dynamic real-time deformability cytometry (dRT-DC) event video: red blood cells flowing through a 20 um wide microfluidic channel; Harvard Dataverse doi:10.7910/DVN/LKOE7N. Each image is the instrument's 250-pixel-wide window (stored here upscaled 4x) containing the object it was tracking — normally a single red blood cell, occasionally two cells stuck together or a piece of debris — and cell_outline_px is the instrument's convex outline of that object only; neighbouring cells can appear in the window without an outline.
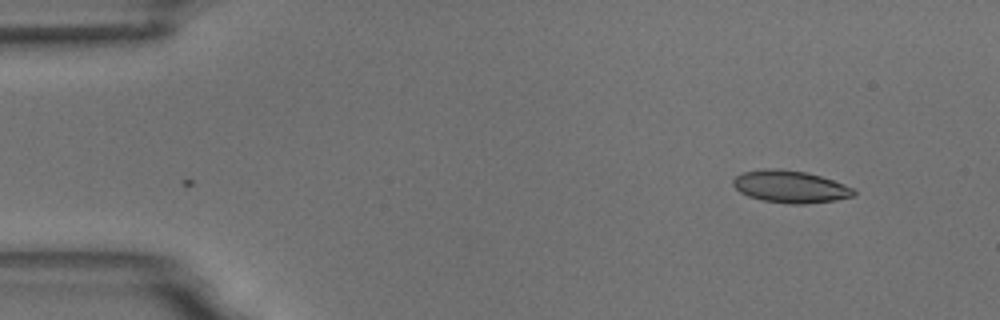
{"species": "common noctule bat (a hibernating species)", "species_latin": "Nyctalus noctula", "temperature_condition": "room temperature", "stored_images_in_passage": 3, "camera_frame_rate_fps": 3000, "um_per_image_px": 0.085, "animal": {"sex": "male", "body_mass_g": 18.8}, "frame": {"image": 1, "passage_image": 1, "time_ms": 0.0, "image_size_px": [1000, 320], "cell_outline_px": [[856, 192], [852, 196], [836, 200], [804, 204], [788, 204], [764, 200], [748, 196], [740, 192], [732, 184], [732, 180], [736, 176], [744, 172], [764, 168], [772, 168], [804, 172], [820, 176], [844, 184], [852, 188]], "centroid_in_image_um": [67.15, 15.87], "position_along_channel_um": 17.9, "area_um2": 22.43}}